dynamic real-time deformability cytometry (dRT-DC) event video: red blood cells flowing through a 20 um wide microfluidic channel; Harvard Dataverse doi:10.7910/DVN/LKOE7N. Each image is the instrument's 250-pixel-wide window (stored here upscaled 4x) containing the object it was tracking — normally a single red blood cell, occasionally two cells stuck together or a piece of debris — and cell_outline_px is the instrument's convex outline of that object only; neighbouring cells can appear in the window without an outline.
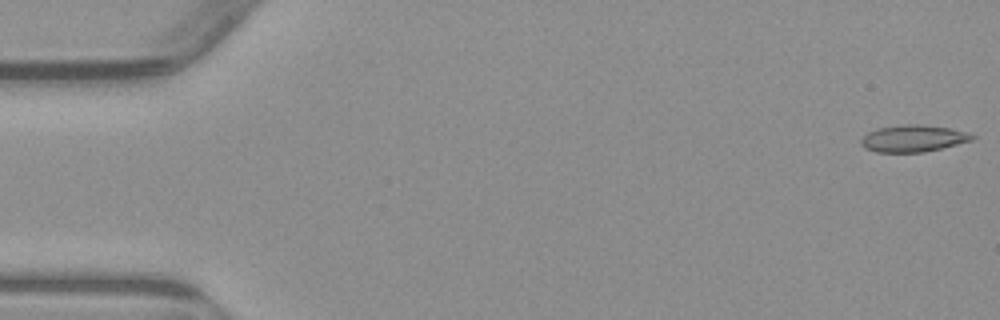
{"species": "common noctule bat (a hibernating species)", "species_latin": "Nyctalus noctula", "temperature_condition": "warm", "stored_images_in_passage": 4, "camera_frame_rate_fps": 3000, "um_per_image_px": 0.085, "animal": {"sex": "male", "body_mass_g": 23.1, "forearm_length_mm": 52.7}, "frame": {"image": 1, "passage_image": 1, "time_ms": 0.0, "image_size_px": [1000, 320], "cell_outline_px": [[976, 136], [972, 140], [924, 152], [876, 152], [864, 148], [860, 144], [860, 140], [868, 132], [876, 128], [904, 124], [920, 124], [948, 128], [968, 132]], "centroid_in_image_um": [77.58, 11.76], "position_along_channel_um": 7.4, "area_um2": 17.34}}
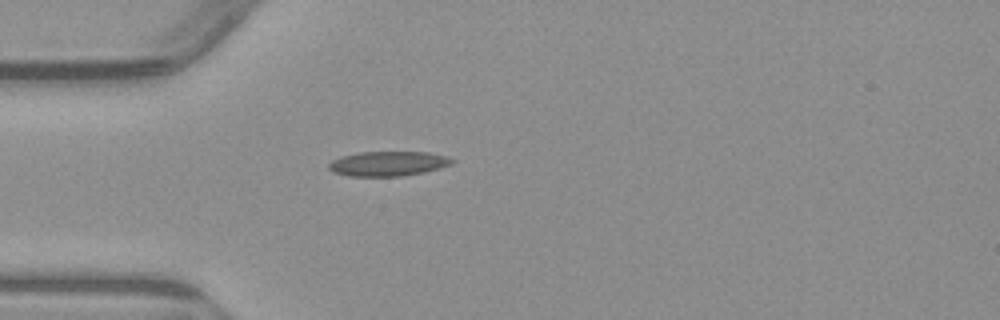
{"frame": {"image": 2, "passage_image": 4, "time_ms": 4.667, "image_size_px": [1000, 320], "cell_outline_px": [[456, 160], [452, 164], [440, 168], [424, 172], [400, 176], [348, 176], [332, 172], [328, 168], [328, 164], [332, 160], [340, 156], [360, 152], [428, 152], [448, 156]], "centroid_in_image_um": [32.99, 13.9], "position_along_channel_um": 52.0, "area_um2": 17.92}}